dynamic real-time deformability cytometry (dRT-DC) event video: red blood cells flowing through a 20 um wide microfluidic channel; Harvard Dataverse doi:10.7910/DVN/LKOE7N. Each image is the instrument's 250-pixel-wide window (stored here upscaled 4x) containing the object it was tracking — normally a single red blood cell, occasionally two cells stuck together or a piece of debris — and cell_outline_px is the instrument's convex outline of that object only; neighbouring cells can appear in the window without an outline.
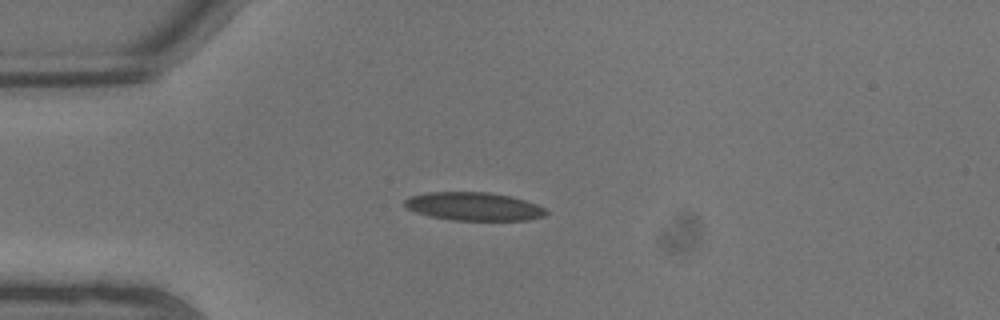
{"species": "common noctule bat (a hibernating species)", "species_latin": "Nyctalus noctula", "temperature_condition": "warm", "stored_images_in_passage": 5, "camera_frame_rate_fps": 3000, "um_per_image_px": 0.085, "animal": {"sex": "male", "body_mass_g": 13.3}, "frame": {"image": 1, "passage_image": 3, "time_ms": 0.667, "image_size_px": [1000, 320], "cell_outline_px": [[548, 212], [544, 216], [528, 220], [452, 220], [428, 216], [416, 212], [408, 208], [404, 204], [404, 200], [412, 196], [428, 192], [488, 192], [508, 196], [524, 200], [536, 204], [544, 208]], "centroid_in_image_um": [40.27, 17.55], "position_along_channel_um": 44.7, "area_um2": 23.12}}
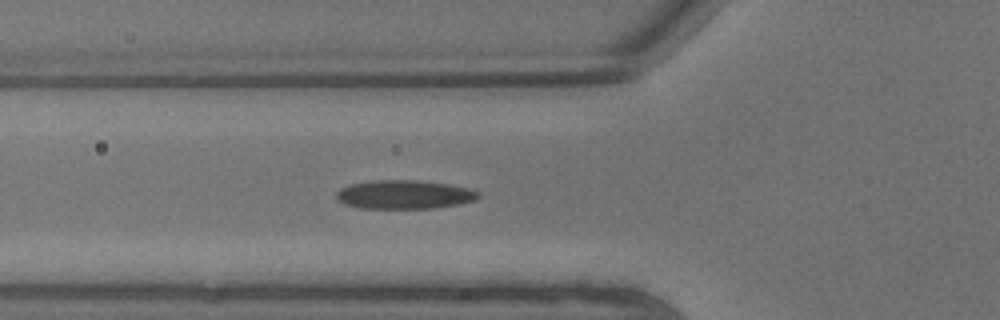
{"frame": {"image": 2, "passage_image": 5, "time_ms": 1.333, "image_size_px": [1000, 320], "cell_outline_px": [[480, 196], [472, 200], [460, 204], [436, 208], [360, 208], [344, 204], [336, 196], [336, 192], [340, 188], [348, 184], [376, 180], [420, 180], [448, 184], [468, 188], [480, 192]], "centroid_in_image_um": [34.35, 16.53], "position_along_channel_um": 91.4, "area_um2": 23.81}}